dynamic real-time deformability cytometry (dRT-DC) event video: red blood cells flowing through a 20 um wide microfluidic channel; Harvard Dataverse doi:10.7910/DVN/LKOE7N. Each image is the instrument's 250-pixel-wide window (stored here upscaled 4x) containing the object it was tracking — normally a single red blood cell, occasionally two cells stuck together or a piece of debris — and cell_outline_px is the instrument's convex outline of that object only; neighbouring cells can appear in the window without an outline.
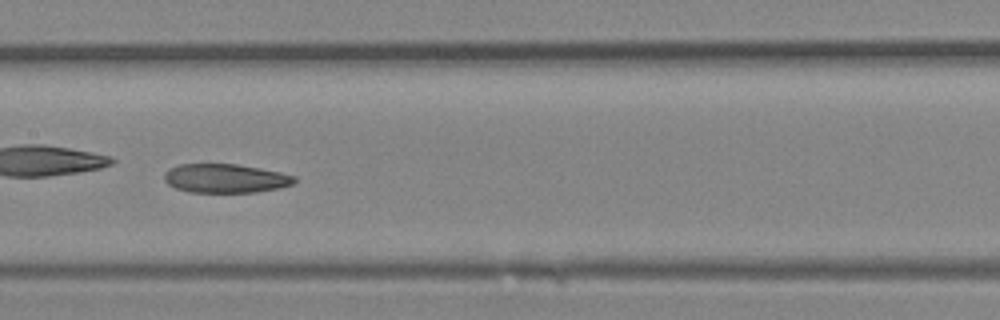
{"species": "Egyptian fruit bat (a non-hibernating species)", "species_latin": "Rousettus aegyptiacus", "temperature_condition": "room temperature", "stored_images_in_passage": 22, "camera_frame_rate_fps": 3000, "um_per_image_px": 0.085, "animal": {"sex": "female"}, "frame": {"image": 1, "passage_image": 7, "time_ms": 2.0, "image_size_px": [1000, 320], "cell_outline_px": [[296, 180], [292, 184], [280, 188], [256, 192], [188, 192], [176, 188], [168, 184], [164, 180], [164, 172], [168, 168], [180, 164], [236, 164], [260, 168], [280, 172], [296, 176]], "centroid_in_image_um": [19.15, 15.16], "position_along_channel_um": 188.3, "area_um2": 22.02}}
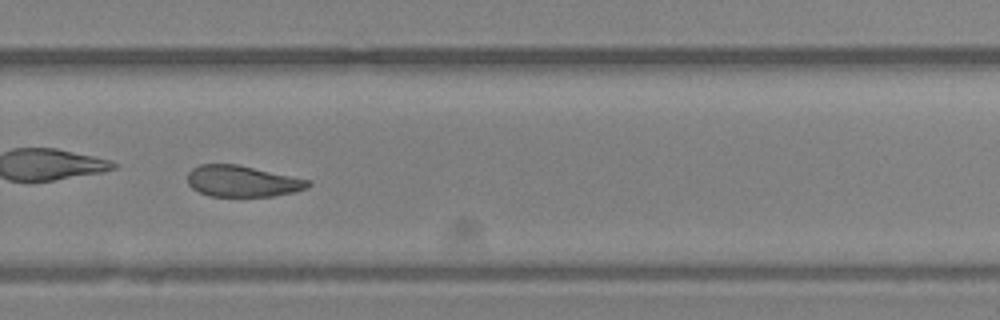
{"frame": {"image": 2, "passage_image": 13, "time_ms": 4.0, "image_size_px": [1000, 320], "cell_outline_px": [[312, 184], [304, 188], [292, 192], [272, 196], [208, 196], [192, 188], [188, 184], [188, 172], [192, 168], [200, 164], [236, 164], [308, 180]], "centroid_in_image_um": [20.53, 15.4], "position_along_channel_um": 309.3, "area_um2": 21.56}}